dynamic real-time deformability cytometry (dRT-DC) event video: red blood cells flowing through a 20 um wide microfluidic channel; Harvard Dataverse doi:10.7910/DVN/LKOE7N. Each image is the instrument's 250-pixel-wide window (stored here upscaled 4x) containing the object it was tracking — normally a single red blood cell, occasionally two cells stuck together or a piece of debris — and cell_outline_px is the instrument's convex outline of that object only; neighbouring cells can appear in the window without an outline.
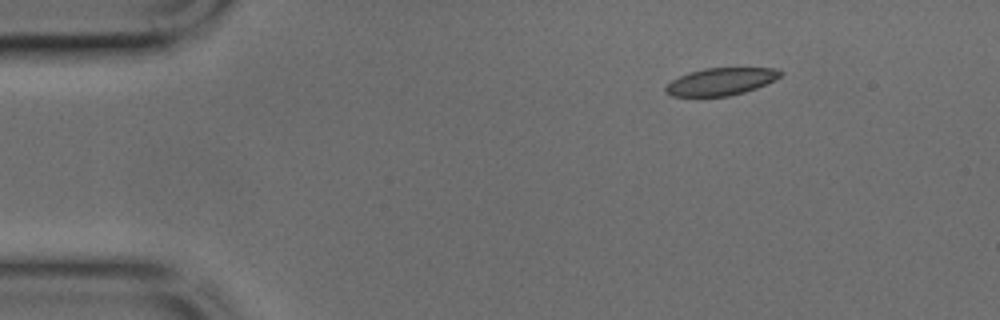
{"species": "common noctule bat (a hibernating species)", "species_latin": "Nyctalus noctula", "temperature_condition": "cold", "stored_images_in_passage": 39, "camera_frame_rate_fps": 3000, "um_per_image_px": 0.085, "animal": {"sex": "male", "body_mass_g": 17.9, "forearm_length_mm": 54.2}, "frame": {"image": 1, "passage_image": 1, "time_ms": 0.0, "image_size_px": [1000, 320], "cell_outline_px": [[784, 72], [776, 80], [756, 88], [744, 92], [728, 96], [672, 96], [664, 92], [664, 88], [672, 80], [688, 72], [704, 68], [772, 68]], "centroid_in_image_um": [61.27, 6.93], "position_along_channel_um": 23.7, "area_um2": 18.26}}
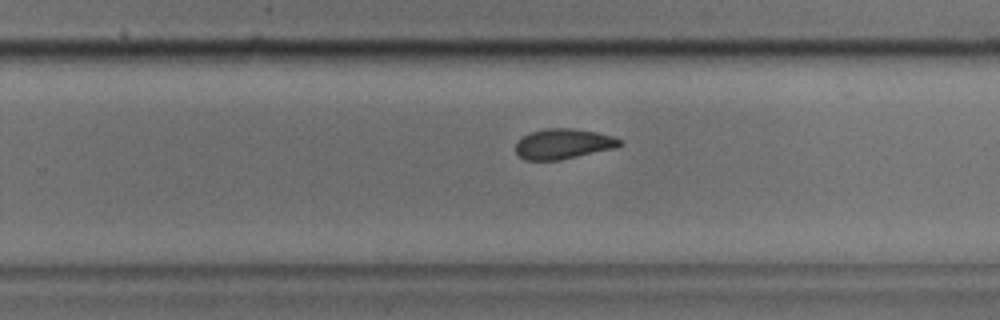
{"frame": {"image": 2, "passage_image": 23, "time_ms": 7.333, "image_size_px": [1000, 320], "cell_outline_px": [[624, 144], [616, 148], [560, 160], [524, 160], [516, 152], [516, 144], [524, 136], [532, 132], [544, 128], [576, 128], [596, 132], [612, 136], [624, 140]], "centroid_in_image_um": [47.94, 12.23], "position_along_channel_um": 281.9, "area_um2": 18.44}}
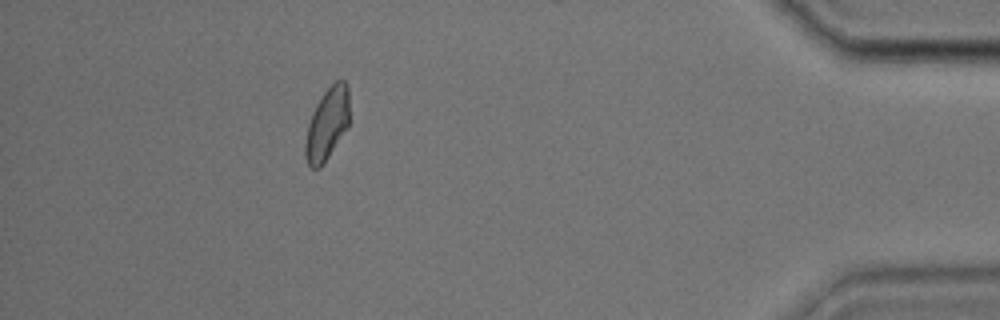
{"frame": {"image": 3, "passage_image": 35, "time_ms": 11.333, "image_size_px": [1000, 320], "cell_outline_px": [[348, 128], [324, 164], [320, 168], [312, 168], [308, 164], [304, 156], [304, 144], [308, 124], [312, 112], [316, 104], [324, 92], [336, 80], [344, 80], [348, 84]], "centroid_in_image_um": [27.79, 10.57], "position_along_channel_um": 407.4, "area_um2": 18.73}}